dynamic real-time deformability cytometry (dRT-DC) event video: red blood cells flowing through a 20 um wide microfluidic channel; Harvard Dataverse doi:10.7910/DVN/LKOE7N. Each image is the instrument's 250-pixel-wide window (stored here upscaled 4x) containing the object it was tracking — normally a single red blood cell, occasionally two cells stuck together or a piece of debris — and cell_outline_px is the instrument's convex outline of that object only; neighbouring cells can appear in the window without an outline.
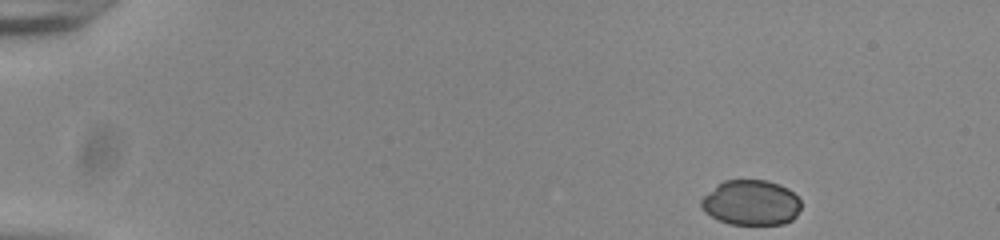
{"species": "common noctule bat (a hibernating species)", "species_latin": "Nyctalus noctula", "temperature_condition": "room temperature", "stored_images_in_passage": 44, "camera_frame_rate_fps": 3000, "um_per_image_px": 0.085, "animal": {"sex": "male", "body_mass_g": 20.0, "forearm_length_mm": 53.3}, "frame": {"image": 1, "passage_image": 1, "time_ms": 0.0, "image_size_px": [1000, 240], "cell_outline_px": [[800, 208], [796, 216], [792, 220], [784, 224], [728, 224], [704, 212], [700, 204], [700, 200], [716, 184], [724, 180], [768, 180], [780, 184], [788, 188], [800, 200]], "centroid_in_image_um": [63.83, 17.22], "position_along_channel_um": 21.2, "area_um2": 26.41}}
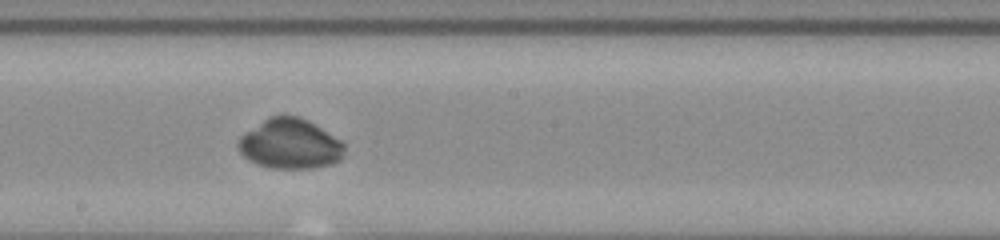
{"frame": {"image": 2, "passage_image": 26, "time_ms": 8.333, "image_size_px": [1000, 240], "cell_outline_px": [[344, 148], [340, 160], [332, 164], [312, 168], [272, 168], [256, 164], [248, 160], [236, 148], [236, 144], [240, 136], [244, 132], [268, 116], [300, 116], [308, 120], [340, 140], [344, 144]], "centroid_in_image_um": [24.6, 12.23], "position_along_channel_um": 223.6, "area_um2": 31.04}}
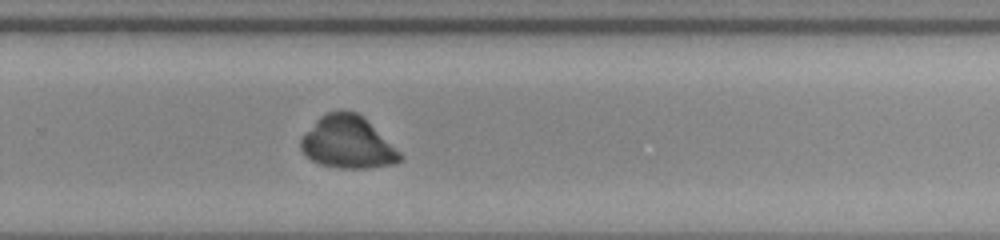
{"frame": {"image": 3, "passage_image": 32, "time_ms": 10.333, "image_size_px": [1000, 240], "cell_outline_px": [[404, 156], [396, 164], [368, 168], [336, 168], [320, 164], [312, 160], [300, 148], [300, 140], [316, 120], [320, 116], [328, 112], [356, 112], [364, 116]], "centroid_in_image_um": [29.58, 12.12], "position_along_channel_um": 300.2, "area_um2": 30.0}}